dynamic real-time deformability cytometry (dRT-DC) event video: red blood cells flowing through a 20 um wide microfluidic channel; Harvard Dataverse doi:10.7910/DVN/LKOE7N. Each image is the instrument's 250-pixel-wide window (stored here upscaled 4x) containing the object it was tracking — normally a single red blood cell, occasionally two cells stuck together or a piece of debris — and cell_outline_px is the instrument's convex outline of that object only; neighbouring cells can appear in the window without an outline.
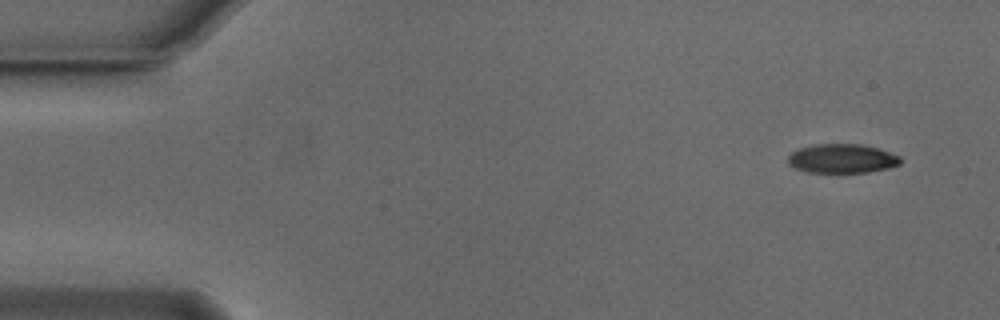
{"species": "Egyptian fruit bat (a non-hibernating species)", "species_latin": "Rousettus aegyptiacus", "temperature_condition": "cold", "stored_images_in_passage": 12, "camera_frame_rate_fps": 3000, "um_per_image_px": 0.085, "animal": {"sex": "male"}, "frame": {"image": 1, "passage_image": 1, "time_ms": 0.0, "image_size_px": [1000, 320], "cell_outline_px": [[900, 164], [888, 168], [868, 172], [808, 172], [792, 168], [788, 164], [788, 156], [792, 152], [800, 148], [816, 144], [860, 144], [876, 148], [900, 156]], "centroid_in_image_um": [71.54, 13.48], "position_along_channel_um": 13.5, "area_um2": 18.96}}
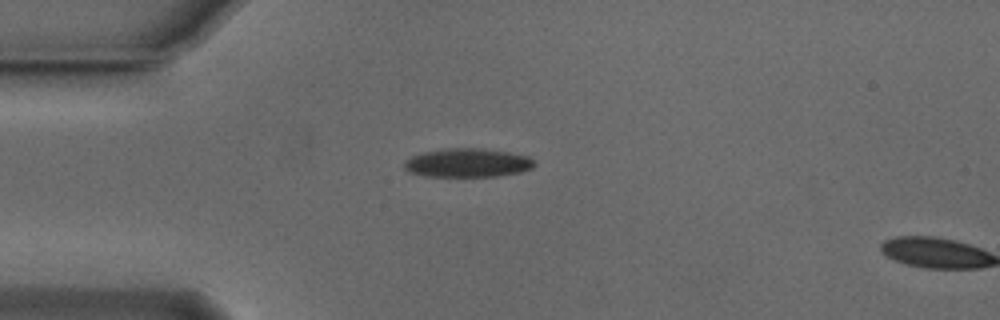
{"frame": {"image": 2, "passage_image": 11, "time_ms": 3.333, "image_size_px": [1000, 320], "cell_outline_px": [[536, 164], [532, 168], [520, 172], [496, 176], [424, 176], [408, 172], [404, 168], [404, 160], [412, 156], [424, 152], [444, 148], [476, 148], [508, 152], [528, 156]], "centroid_in_image_um": [39.71, 13.84], "position_along_channel_um": 45.3, "area_um2": 21.73}}